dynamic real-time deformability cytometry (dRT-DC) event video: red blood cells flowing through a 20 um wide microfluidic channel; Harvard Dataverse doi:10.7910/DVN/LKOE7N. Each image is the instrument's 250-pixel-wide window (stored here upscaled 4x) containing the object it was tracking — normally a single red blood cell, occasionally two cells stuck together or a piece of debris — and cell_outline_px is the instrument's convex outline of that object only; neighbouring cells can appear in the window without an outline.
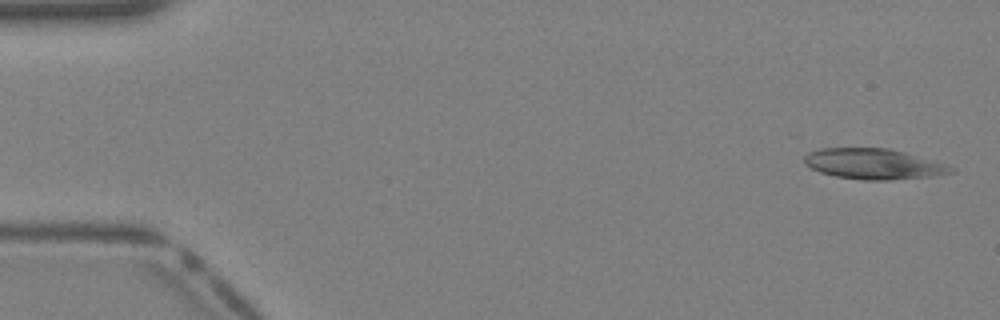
{"species": "Egyptian fruit bat (a non-hibernating species)", "species_latin": "Rousettus aegyptiacus", "temperature_condition": "warm", "stored_images_in_passage": 40, "camera_frame_rate_fps": 3000, "um_per_image_px": 0.085, "animal": {"sex": "female"}, "frame": {"image": 1, "passage_image": 1, "time_ms": 0.0, "image_size_px": [1000, 320], "cell_outline_px": [[956, 168], [952, 172], [936, 176], [892, 180], [864, 180], [836, 176], [820, 172], [804, 164], [804, 156], [808, 152], [820, 148], [888, 148], [904, 152], [948, 164]], "centroid_in_image_um": [74.28, 13.94], "position_along_channel_um": 10.7, "area_um2": 26.24}}
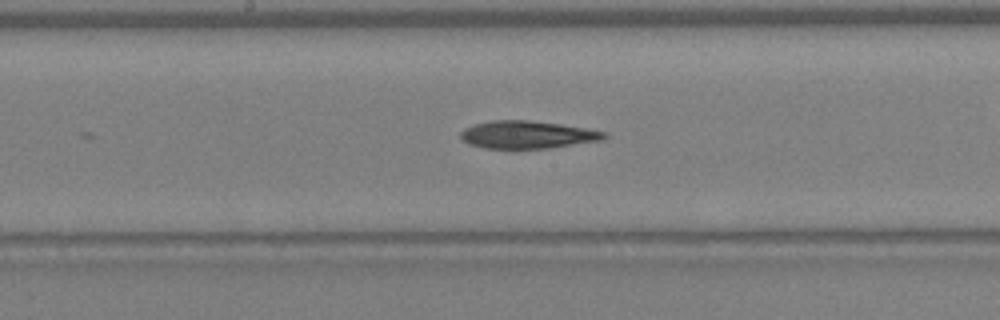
{"frame": {"image": 2, "passage_image": 20, "time_ms": 6.333, "image_size_px": [1000, 320], "cell_outline_px": [[608, 136], [600, 140], [548, 148], [484, 148], [468, 144], [460, 140], [460, 132], [464, 128], [472, 124], [492, 120], [528, 120], [560, 124], [608, 132]], "centroid_in_image_um": [44.76, 11.44], "position_along_channel_um": 203.4, "area_um2": 23.12}}
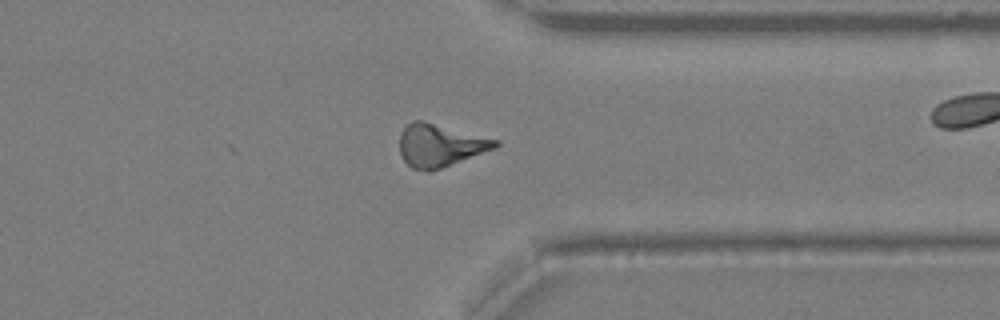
{"frame": {"image": 3, "passage_image": 30, "time_ms": 9.667, "image_size_px": [1000, 320], "cell_outline_px": [[500, 144], [496, 148], [440, 168], [428, 172], [412, 168], [404, 160], [400, 152], [400, 132], [412, 120], [424, 120], [500, 140]], "centroid_in_image_um": [37.41, 12.33], "position_along_channel_um": 374.0, "area_um2": 23.81}}